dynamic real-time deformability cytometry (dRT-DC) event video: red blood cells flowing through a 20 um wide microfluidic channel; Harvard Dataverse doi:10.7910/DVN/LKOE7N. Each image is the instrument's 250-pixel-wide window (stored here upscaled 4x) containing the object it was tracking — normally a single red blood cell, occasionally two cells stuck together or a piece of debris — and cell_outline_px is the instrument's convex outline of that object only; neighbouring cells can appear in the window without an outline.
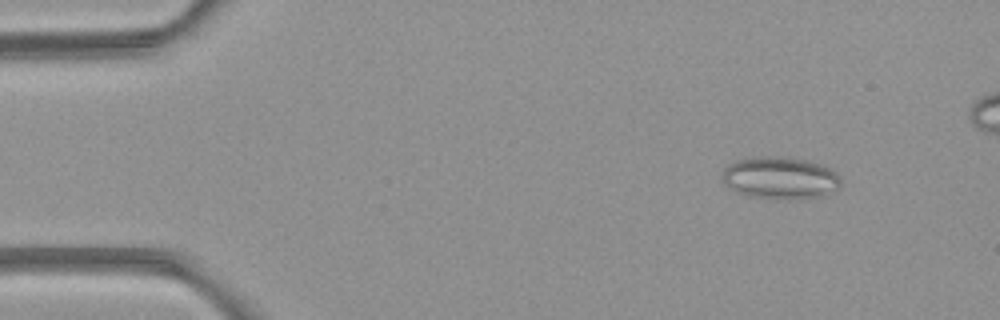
{"species": "common noctule bat (a hibernating species)", "species_latin": "Nyctalus noctula", "temperature_condition": "room temperature", "stored_images_in_passage": 4, "camera_frame_rate_fps": 3000, "um_per_image_px": 0.085, "animal": {"sex": "female", "body_mass_g": 21.9}, "frame": {"image": 1, "passage_image": 1, "time_ms": 0.0, "image_size_px": [1000, 320], "cell_outline_px": [[840, 188], [820, 196], [788, 200], [748, 196], [736, 192], [724, 184], [724, 168], [728, 164], [736, 160], [756, 156], [788, 156], [808, 160], [820, 164], [836, 172], [840, 176]], "centroid_in_image_um": [66.31, 15.11], "position_along_channel_um": 18.7, "area_um2": 29.48}}